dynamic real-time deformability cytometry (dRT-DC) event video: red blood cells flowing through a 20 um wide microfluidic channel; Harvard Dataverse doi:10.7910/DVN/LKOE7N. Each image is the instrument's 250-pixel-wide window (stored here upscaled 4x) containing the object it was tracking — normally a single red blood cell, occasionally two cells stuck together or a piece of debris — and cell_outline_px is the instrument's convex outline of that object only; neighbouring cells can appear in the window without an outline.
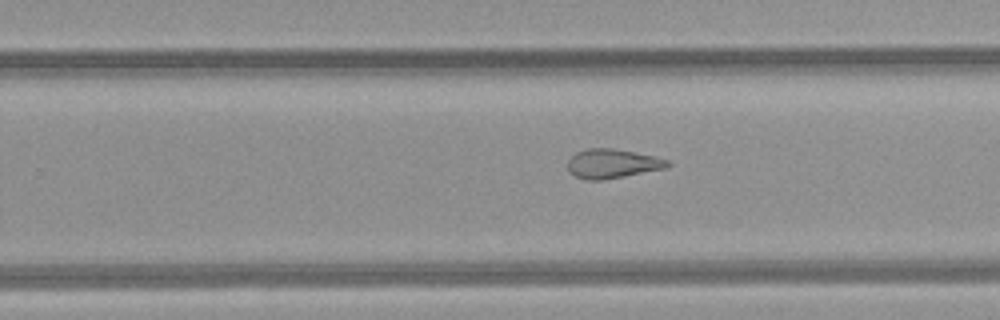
{"species": "common noctule bat (a hibernating species)", "species_latin": "Nyctalus noctula", "temperature_condition": "room temperature", "stored_images_in_passage": 28, "camera_frame_rate_fps": 3000, "um_per_image_px": 0.085, "animal": {"sex": "female", "body_mass_g": 21.9}, "frame": {"image": 1, "passage_image": 20, "time_ms": 6.333, "image_size_px": [1000, 320], "cell_outline_px": [[672, 164], [664, 168], [604, 180], [588, 180], [576, 176], [568, 172], [568, 160], [576, 152], [588, 148], [612, 148], [636, 152], [668, 160]], "centroid_in_image_um": [52.02, 13.9], "position_along_channel_um": 277.8, "area_um2": 16.88}}